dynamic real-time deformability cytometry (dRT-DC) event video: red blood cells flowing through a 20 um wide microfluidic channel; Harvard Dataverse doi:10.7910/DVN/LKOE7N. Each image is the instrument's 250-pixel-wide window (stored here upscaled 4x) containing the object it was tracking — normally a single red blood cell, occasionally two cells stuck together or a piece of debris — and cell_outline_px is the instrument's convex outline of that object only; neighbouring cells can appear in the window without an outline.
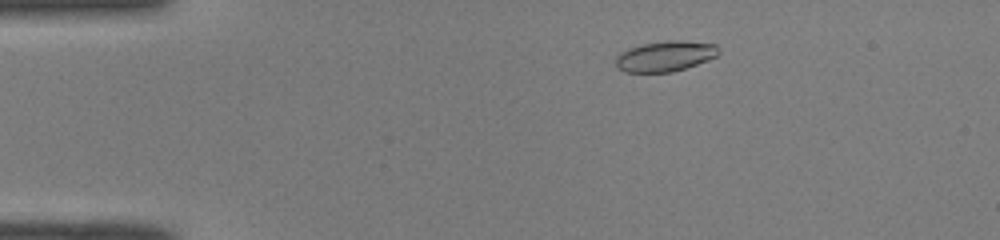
{"species": "common noctule bat (a hibernating species)", "species_latin": "Nyctalus noctula", "temperature_condition": "room temperature", "stored_images_in_passage": 48, "camera_frame_rate_fps": 3000, "um_per_image_px": 0.085, "animal": {"sex": "male", "body_mass_g": 19.0, "forearm_length_mm": 50.8}, "frame": {"image": 1, "passage_image": 7, "time_ms": 2.0, "image_size_px": [1000, 240], "cell_outline_px": [[720, 52], [716, 56], [708, 60], [672, 72], [624, 72], [616, 68], [616, 56], [620, 52], [628, 48], [640, 44], [668, 40], [680, 40], [716, 44]], "centroid_in_image_um": [56.51, 4.77], "position_along_channel_um": 28.5, "area_um2": 18.38}}
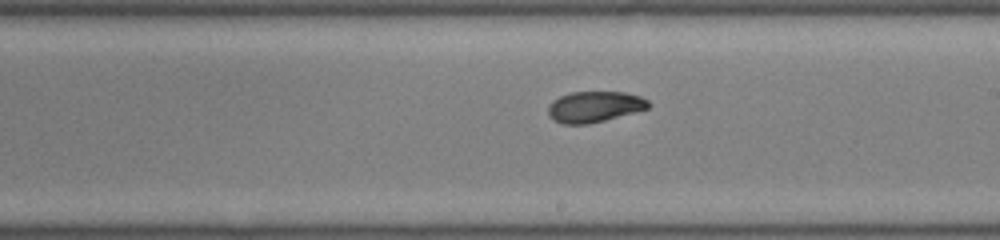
{"frame": {"image": 2, "passage_image": 27, "time_ms": 8.667, "image_size_px": [1000, 240], "cell_outline_px": [[652, 104], [648, 108], [604, 120], [588, 124], [564, 124], [548, 116], [548, 104], [552, 100], [560, 96], [572, 92], [624, 92], [640, 96], [648, 100]], "centroid_in_image_um": [50.51, 9.06], "position_along_channel_um": 238.5, "area_um2": 17.98}}
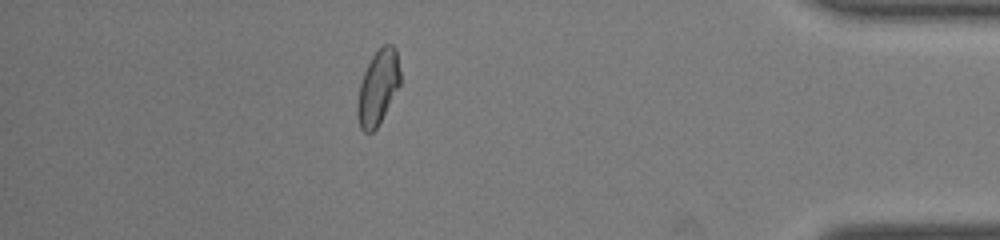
{"frame": {"image": 3, "passage_image": 42, "time_ms": 13.667, "image_size_px": [1000, 240], "cell_outline_px": [[400, 84], [376, 128], [372, 132], [364, 132], [360, 128], [356, 112], [356, 104], [360, 84], [364, 72], [372, 56], [384, 44], [392, 44], [396, 48], [400, 72]], "centroid_in_image_um": [32.11, 7.42], "position_along_channel_um": 403.1, "area_um2": 18.38}, "authors_computed_cell_mechanics": {"area_um2": 18.3804, "velocity_mm_per_s": 4.0921, "shape_relaxation_time_tau1_ms": 6.6785, "shape_relaxation_time_tau2_ms": 1.2161, "deformation_change_tau1": 0.2059, "deformation_change_tau2": 0.0564}}